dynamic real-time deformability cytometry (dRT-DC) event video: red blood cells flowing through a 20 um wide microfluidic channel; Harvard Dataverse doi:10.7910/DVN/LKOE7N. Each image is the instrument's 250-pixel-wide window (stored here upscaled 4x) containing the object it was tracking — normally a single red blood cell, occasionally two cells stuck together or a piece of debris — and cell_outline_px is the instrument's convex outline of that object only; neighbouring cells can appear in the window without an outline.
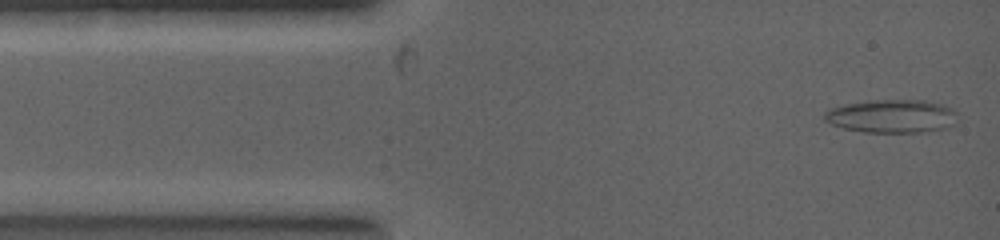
{"species": "common noctule bat (a hibernating species)", "species_latin": "Nyctalus noctula", "temperature_condition": "warm", "stored_images_in_passage": 58, "segment_of_instrument_passage": [1, 2], "camera_frame_rate_fps": 5000, "um_per_image_px": 0.085, "animal": {"sex": "female", "body_mass_g": 19.0, "forearm_length_mm": 53.3}, "frame": {"image": 1, "passage_image": 1, "time_ms": 0.0, "image_size_px": [1000, 240], "cell_outline_px": [[956, 124], [948, 128], [920, 132], [864, 132], [844, 128], [832, 124], [824, 120], [824, 112], [832, 108], [848, 104], [872, 100], [924, 100], [940, 104], [952, 108], [956, 112]], "centroid_in_image_um": [75.84, 9.88], "position_along_channel_um": 9.2, "area_um2": 25.72}}
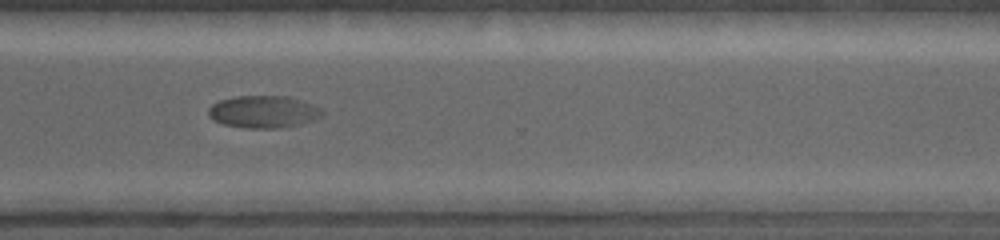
{"frame": {"image": 2, "passage_image": 44, "time_ms": 6.4, "image_size_px": [1000, 240], "cell_outline_px": [[324, 116], [288, 128], [244, 128], [224, 124], [212, 120], [208, 116], [208, 108], [212, 104], [220, 100], [240, 96], [288, 96], [320, 108], [324, 112]], "centroid_in_image_um": [22.38, 9.52], "position_along_channel_um": 348.2, "area_um2": 21.44}}
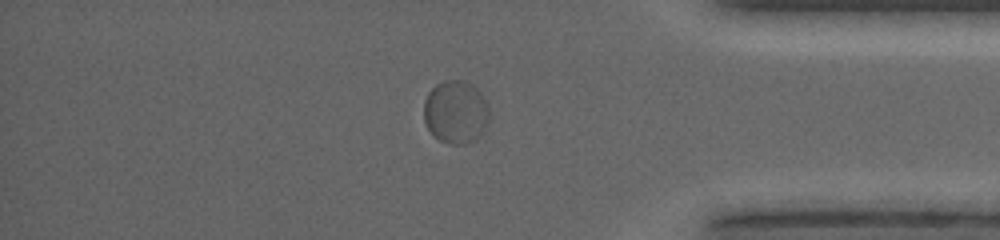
{"frame": {"image": 3, "passage_image": 48, "time_ms": 7.4, "image_size_px": [1000, 240], "cell_outline_px": [[488, 120], [480, 132], [472, 140], [464, 144], [448, 144], [432, 136], [424, 120], [424, 100], [428, 92], [436, 84], [444, 80], [460, 80], [472, 84], [480, 92], [488, 108]], "centroid_in_image_um": [38.68, 9.5], "position_along_channel_um": 396.5, "area_um2": 23.76}}